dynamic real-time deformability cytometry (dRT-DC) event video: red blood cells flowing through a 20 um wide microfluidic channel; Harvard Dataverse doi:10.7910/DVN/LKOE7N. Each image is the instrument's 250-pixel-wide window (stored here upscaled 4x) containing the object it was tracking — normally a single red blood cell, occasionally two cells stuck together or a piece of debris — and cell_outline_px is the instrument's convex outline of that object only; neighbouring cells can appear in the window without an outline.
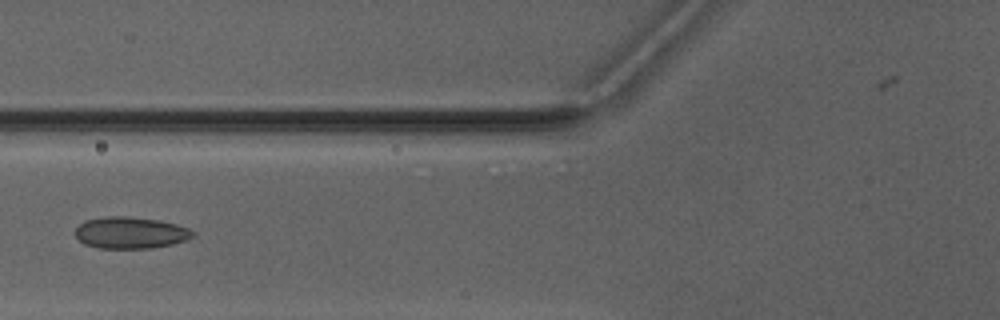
{"species": "Egyptian fruit bat (a non-hibernating species)", "species_latin": "Rousettus aegyptiacus", "temperature_condition": "warm", "stored_images_in_passage": 3, "camera_frame_rate_fps": 3000, "um_per_image_px": 0.085, "animal": {"sex": "male"}, "frame": {"image": 1, "passage_image": 3, "time_ms": 2.333, "image_size_px": [1000, 320], "cell_outline_px": [[196, 236], [188, 240], [172, 244], [152, 248], [100, 248], [84, 244], [76, 236], [76, 228], [80, 224], [88, 220], [104, 216], [128, 216], [160, 220], [176, 224], [188, 228], [196, 232]], "centroid_in_image_um": [11.15, 19.78], "position_along_channel_um": 114.6, "area_um2": 21.79}}